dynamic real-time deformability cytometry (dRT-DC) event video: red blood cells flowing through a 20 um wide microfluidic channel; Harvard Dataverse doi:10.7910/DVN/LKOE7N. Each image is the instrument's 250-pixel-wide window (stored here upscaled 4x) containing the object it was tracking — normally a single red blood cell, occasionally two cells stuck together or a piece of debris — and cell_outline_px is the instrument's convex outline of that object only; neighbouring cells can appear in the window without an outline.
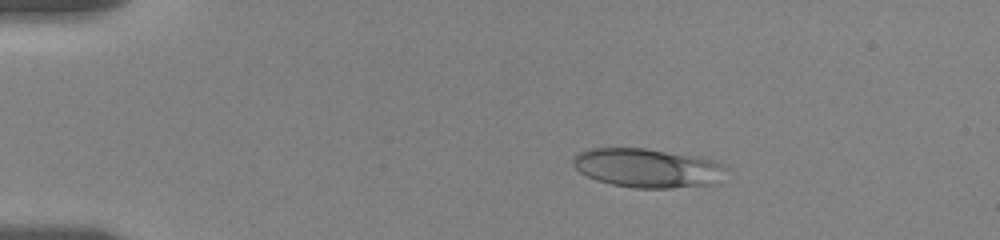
{"species": "human", "species_latin": "Homo sapiens", "temperature_condition": "room temperature", "stored_images_in_passage": 21, "camera_frame_rate_fps": 3000, "um_per_image_px": 0.085, "donor": {"sex": "female"}, "frame": {"image": 1, "passage_image": 10, "time_ms": 3.333, "image_size_px": [1000, 240], "cell_outline_px": [[728, 168], [720, 184], [672, 188], [636, 188], [612, 184], [596, 180], [580, 172], [572, 164], [572, 160], [580, 152], [592, 148], [644, 148], [700, 156], [712, 160]], "centroid_in_image_um": [55.11, 14.29], "position_along_channel_um": 29.9, "area_um2": 35.14}}
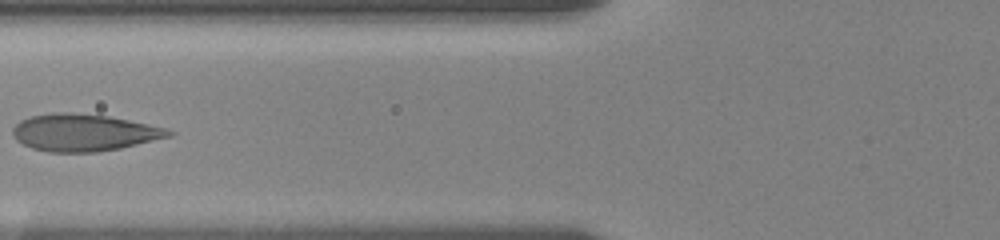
{"frame": {"image": 2, "passage_image": 18, "time_ms": 7.667, "image_size_px": [1000, 240], "cell_outline_px": [[176, 132], [172, 136], [120, 148], [96, 152], [48, 152], [32, 148], [16, 140], [12, 136], [12, 128], [20, 120], [32, 116], [60, 112], [72, 112], [108, 116], [148, 124], [164, 128]], "centroid_in_image_um": [7.11, 11.27], "position_along_channel_um": 118.7, "area_um2": 33.58}}
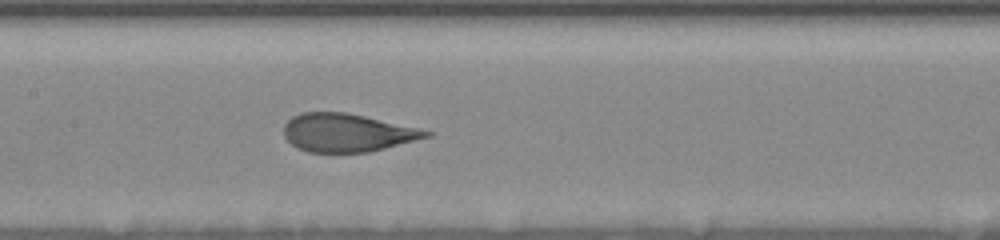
{"frame": {"image": 3, "passage_image": 21, "time_ms": 9.333, "image_size_px": [1000, 240], "cell_outline_px": [[432, 136], [368, 152], [308, 152], [292, 144], [284, 136], [284, 124], [292, 116], [300, 112], [344, 112], [364, 116], [416, 128], [432, 132]], "centroid_in_image_um": [29.46, 11.27], "position_along_channel_um": 177.9, "area_um2": 31.21}}